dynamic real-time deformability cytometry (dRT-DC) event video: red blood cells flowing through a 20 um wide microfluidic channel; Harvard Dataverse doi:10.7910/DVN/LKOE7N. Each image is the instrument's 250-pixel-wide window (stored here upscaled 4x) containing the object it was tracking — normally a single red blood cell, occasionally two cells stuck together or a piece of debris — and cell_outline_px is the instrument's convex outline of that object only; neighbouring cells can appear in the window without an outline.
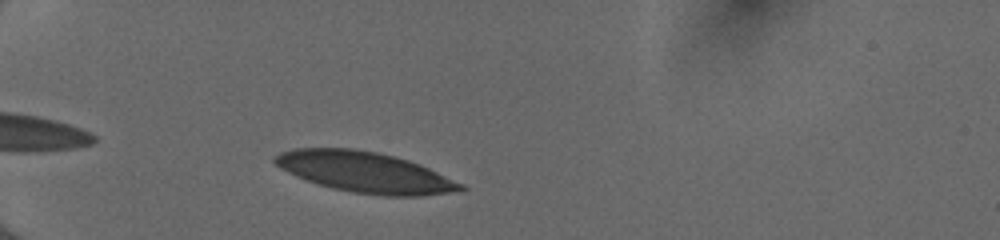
{"species": "human", "species_latin": "Homo sapiens", "temperature_condition": "cold", "stored_images_in_passage": 35, "camera_frame_rate_fps": 3000, "um_per_image_px": 0.085, "donor": {"sex": "female"}, "frame": {"image": 1, "passage_image": 4, "time_ms": 1.0, "image_size_px": [1000, 240], "cell_outline_px": [[468, 188], [448, 192], [420, 196], [380, 196], [352, 192], [332, 188], [296, 176], [280, 168], [272, 160], [272, 156], [280, 152], [296, 148], [356, 148], [376, 152], [408, 160], [420, 164], [464, 184]], "centroid_in_image_um": [31.0, 14.63], "position_along_channel_um": 54.0, "area_um2": 43.87}}
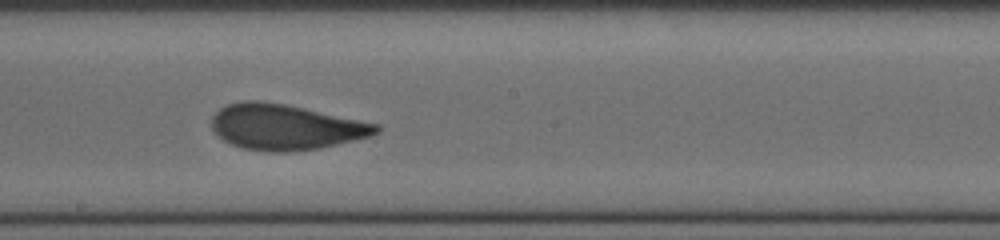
{"frame": {"image": 2, "passage_image": 19, "time_ms": 6.0, "image_size_px": [1000, 240], "cell_outline_px": [[380, 132], [372, 136], [356, 140], [320, 148], [284, 152], [268, 152], [240, 148], [224, 140], [212, 128], [212, 116], [220, 108], [228, 104], [244, 100], [256, 100], [284, 104], [304, 108], [380, 124]], "centroid_in_image_um": [24.29, 10.8], "position_along_channel_um": 223.9, "area_um2": 43.64}}
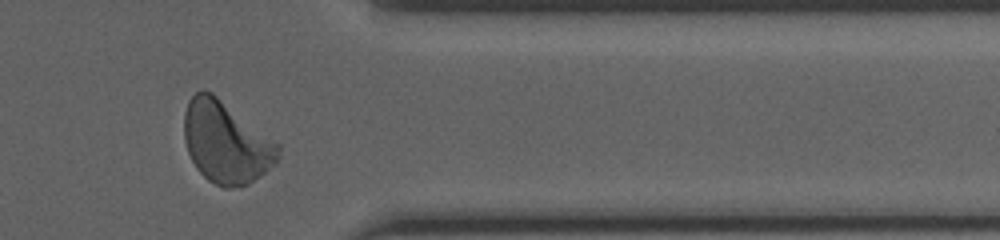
{"frame": {"image": 3, "passage_image": 32, "time_ms": 10.333, "image_size_px": [1000, 240], "cell_outline_px": [[280, 156], [276, 164], [260, 176], [248, 184], [232, 188], [224, 188], [208, 180], [196, 168], [188, 152], [184, 140], [184, 112], [188, 100], [196, 92], [212, 92], [280, 144]], "centroid_in_image_um": [19.23, 12.11], "position_along_channel_um": 392.2, "area_um2": 44.85}, "authors_computed_cell_mechanics": {"area_um2": 43.2344, "velocity_mm_per_s": 4.0178, "shape_relaxation_time_tau1_ms": 4.0862, "shape_relaxation_time_tau2_ms": 0.8057, "deformation_change_tau1": 0.1679, "deformation_change_tau2": 0.0741}}